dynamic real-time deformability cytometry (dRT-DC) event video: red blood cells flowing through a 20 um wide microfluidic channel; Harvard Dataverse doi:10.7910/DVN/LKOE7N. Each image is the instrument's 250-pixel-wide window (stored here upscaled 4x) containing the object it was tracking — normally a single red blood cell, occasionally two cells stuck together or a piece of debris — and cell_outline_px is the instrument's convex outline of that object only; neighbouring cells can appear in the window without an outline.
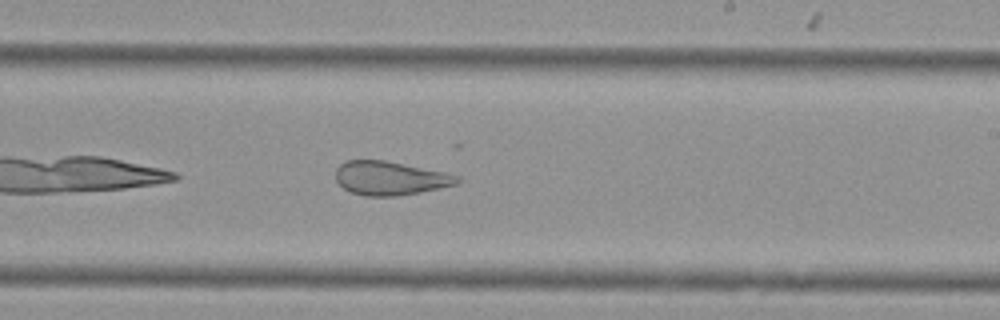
{"species": "Egyptian fruit bat (a non-hibernating species)", "species_latin": "Rousettus aegyptiacus", "temperature_condition": "cold", "stored_images_in_passage": 31, "camera_frame_rate_fps": 3000, "um_per_image_px": 0.085, "animal": {"sex": "female"}, "frame": {"image": 1, "passage_image": 18, "time_ms": 5.667, "image_size_px": [1000, 320], "cell_outline_px": [[464, 180], [456, 184], [420, 192], [396, 196], [364, 196], [352, 192], [344, 188], [336, 180], [336, 168], [344, 160], [384, 160], [444, 172], [460, 176]], "centroid_in_image_um": [33.16, 15.14], "position_along_channel_um": 255.8, "area_um2": 23.87}}